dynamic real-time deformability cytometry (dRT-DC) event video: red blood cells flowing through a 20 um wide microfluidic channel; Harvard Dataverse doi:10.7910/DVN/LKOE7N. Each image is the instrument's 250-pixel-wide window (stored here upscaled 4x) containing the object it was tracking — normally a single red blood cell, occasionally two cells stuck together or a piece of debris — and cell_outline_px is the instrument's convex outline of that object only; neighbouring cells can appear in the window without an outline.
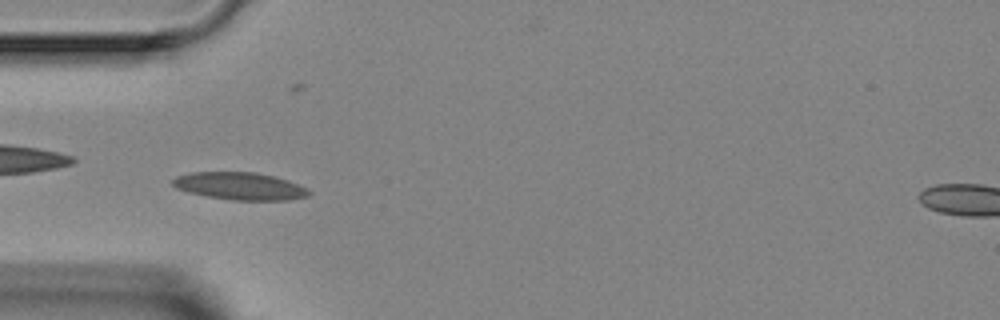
{"species": "Egyptian fruit bat (a non-hibernating species)", "species_latin": "Rousettus aegyptiacus", "temperature_condition": "room temperature", "stored_images_in_passage": 6, "camera_frame_rate_fps": 3000, "um_per_image_px": 0.085, "animal": {"sex": "female"}, "frame": {"image": 1, "passage_image": 5, "time_ms": 4.667, "image_size_px": [1000, 320], "cell_outline_px": [[312, 192], [308, 196], [288, 200], [232, 200], [208, 196], [188, 192], [176, 188], [172, 184], [172, 180], [176, 176], [192, 172], [256, 172], [288, 180], [308, 188]], "centroid_in_image_um": [20.41, 15.82], "position_along_channel_um": 64.6, "area_um2": 21.79}}
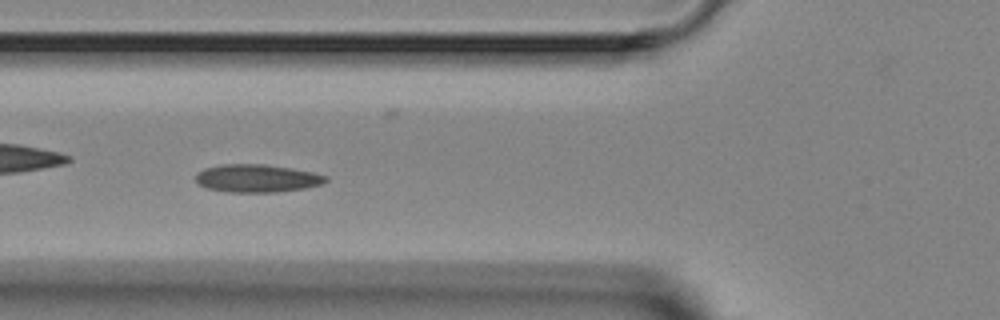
{"frame": {"image": 2, "passage_image": 6, "time_ms": 5.667, "image_size_px": [1000, 320], "cell_outline_px": [[328, 180], [320, 184], [304, 188], [276, 192], [228, 192], [208, 188], [200, 184], [196, 180], [196, 172], [204, 168], [224, 164], [264, 164], [292, 168], [312, 172], [328, 176]], "centroid_in_image_um": [21.84, 15.15], "position_along_channel_um": 104.0, "area_um2": 21.04}}